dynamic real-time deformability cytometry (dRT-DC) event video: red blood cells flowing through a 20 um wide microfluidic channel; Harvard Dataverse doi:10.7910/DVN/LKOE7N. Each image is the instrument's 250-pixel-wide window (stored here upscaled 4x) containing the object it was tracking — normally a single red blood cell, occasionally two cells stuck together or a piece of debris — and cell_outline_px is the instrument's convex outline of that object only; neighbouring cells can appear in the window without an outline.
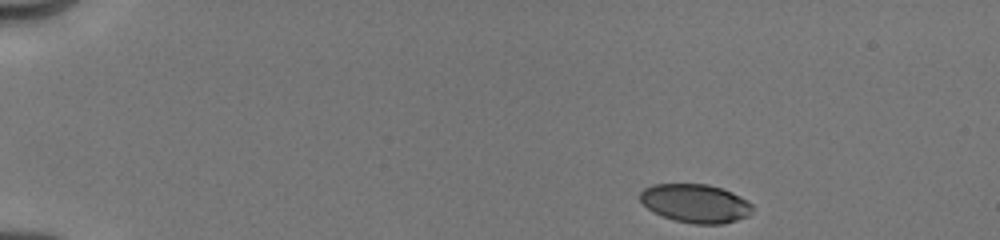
{"species": "human", "species_latin": "Homo sapiens", "temperature_condition": "cold", "stored_images_in_passage": 29, "camera_frame_rate_fps": 3000, "um_per_image_px": 0.085, "donor": {"sex": "male"}, "frame": {"image": 1, "passage_image": 1, "time_ms": 0.0, "image_size_px": [1000, 240], "cell_outline_px": [[752, 208], [748, 216], [736, 220], [720, 224], [696, 224], [676, 220], [652, 212], [640, 200], [640, 192], [644, 188], [652, 184], [708, 184], [732, 192], [748, 200], [752, 204]], "centroid_in_image_um": [59.11, 17.27], "position_along_channel_um": 25.9, "area_um2": 25.14}}
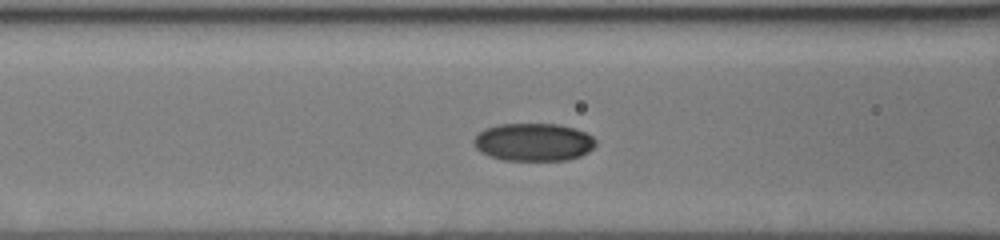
{"frame": {"image": 2, "passage_image": 15, "time_ms": 5.0, "image_size_px": [1000, 240], "cell_outline_px": [[596, 144], [588, 152], [580, 156], [568, 160], [504, 160], [480, 152], [476, 148], [472, 140], [484, 128], [496, 124], [560, 124], [584, 132], [592, 136], [596, 140]], "centroid_in_image_um": [45.34, 12.07], "position_along_channel_um": 121.3, "area_um2": 26.88}}
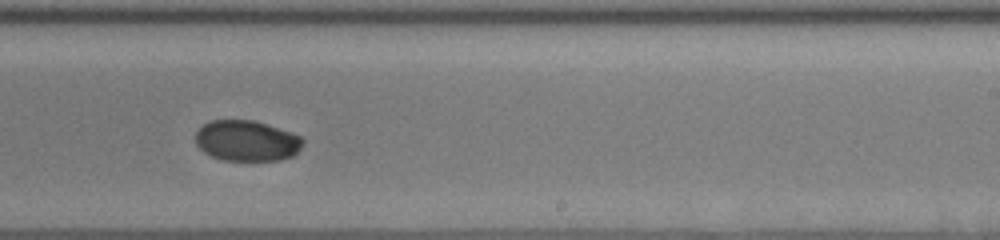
{"frame": {"image": 3, "passage_image": 28, "time_ms": 8.667, "image_size_px": [1000, 240], "cell_outline_px": [[304, 144], [292, 156], [280, 160], [224, 160], [212, 156], [204, 152], [196, 144], [196, 132], [208, 120], [252, 120], [292, 132], [300, 136], [304, 140]], "centroid_in_image_um": [20.98, 11.96], "position_along_channel_um": 268.0, "area_um2": 25.37}}